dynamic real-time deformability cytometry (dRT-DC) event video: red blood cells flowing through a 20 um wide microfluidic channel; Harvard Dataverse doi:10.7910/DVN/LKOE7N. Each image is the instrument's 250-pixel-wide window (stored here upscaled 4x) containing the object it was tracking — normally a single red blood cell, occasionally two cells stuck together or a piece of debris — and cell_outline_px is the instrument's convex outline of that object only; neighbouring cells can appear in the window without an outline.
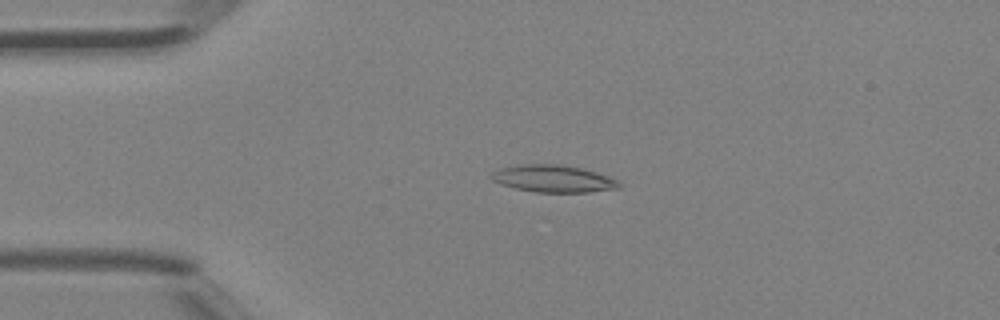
{"species": "Egyptian fruit bat (a non-hibernating species)", "species_latin": "Rousettus aegyptiacus", "temperature_condition": "room temperature", "stored_images_in_passage": 5, "camera_frame_rate_fps": 3000, "um_per_image_px": 0.085, "animal": {"sex": "female"}, "frame": {"image": 1, "passage_image": 3, "time_ms": 0.667, "image_size_px": [1000, 320], "cell_outline_px": [[620, 188], [588, 192], [536, 192], [516, 188], [500, 184], [492, 180], [488, 176], [492, 172], [500, 168], [524, 164], [564, 164], [596, 172], [608, 176], [616, 180], [620, 184]], "centroid_in_image_um": [47.0, 15.18], "position_along_channel_um": 38.0, "area_um2": 20.17}}
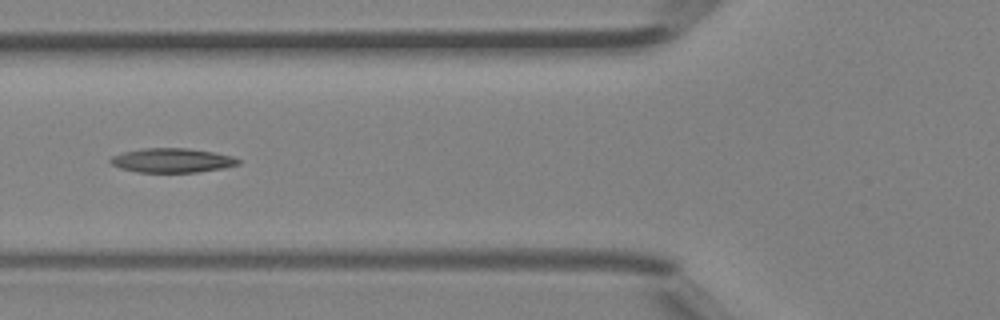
{"frame": {"image": 2, "passage_image": 5, "time_ms": 1.333, "image_size_px": [1000, 320], "cell_outline_px": [[240, 164], [224, 168], [196, 172], [136, 172], [120, 168], [112, 164], [108, 160], [112, 156], [124, 152], [144, 148], [188, 148], [212, 152], [232, 156], [240, 160]], "centroid_in_image_um": [14.62, 13.63], "position_along_channel_um": 111.2, "area_um2": 18.03}}